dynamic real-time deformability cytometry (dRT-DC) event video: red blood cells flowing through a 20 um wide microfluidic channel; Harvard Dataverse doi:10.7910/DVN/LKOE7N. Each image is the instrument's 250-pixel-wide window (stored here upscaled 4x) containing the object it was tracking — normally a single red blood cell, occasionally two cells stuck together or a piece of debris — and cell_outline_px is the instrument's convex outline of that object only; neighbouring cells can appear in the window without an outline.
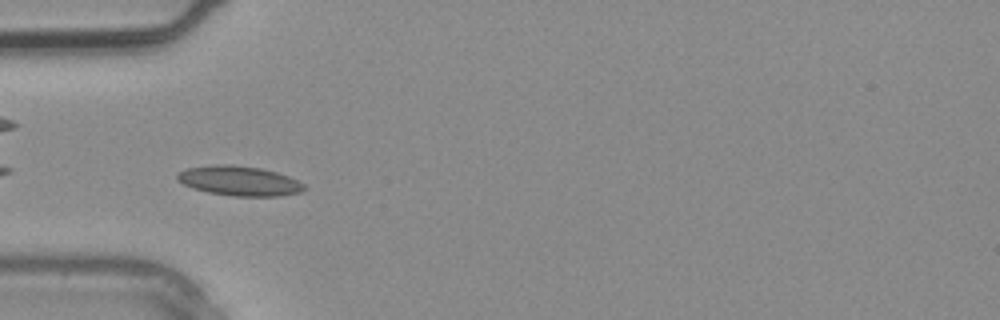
{"species": "common noctule bat (a hibernating species)", "species_latin": "Nyctalus noctula", "temperature_condition": "warm", "stored_images_in_passage": 4, "camera_frame_rate_fps": 3000, "um_per_image_px": 0.085, "animal": {"sex": "male", "body_mass_g": 20.4}, "frame": {"image": 1, "passage_image": 4, "time_ms": 1.0, "image_size_px": [1000, 320], "cell_outline_px": [[308, 188], [300, 192], [280, 196], [232, 196], [208, 192], [192, 188], [176, 180], [176, 176], [180, 172], [188, 168], [212, 164], [232, 164], [260, 168], [276, 172], [288, 176], [304, 184]], "centroid_in_image_um": [20.34, 15.37], "position_along_channel_um": 64.7, "area_um2": 22.02}}